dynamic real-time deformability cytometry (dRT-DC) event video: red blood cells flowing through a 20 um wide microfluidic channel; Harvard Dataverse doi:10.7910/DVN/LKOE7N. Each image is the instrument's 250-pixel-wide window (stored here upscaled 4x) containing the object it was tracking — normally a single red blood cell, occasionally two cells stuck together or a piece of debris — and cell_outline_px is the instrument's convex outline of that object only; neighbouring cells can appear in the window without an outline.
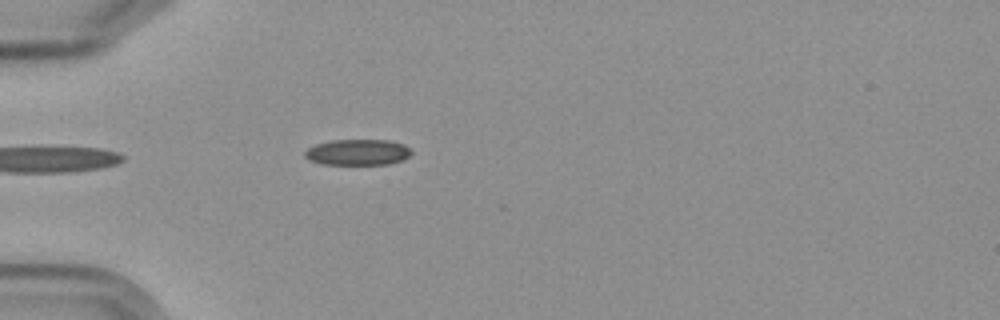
{"species": "Egyptian fruit bat (a non-hibernating species)", "species_latin": "Rousettus aegyptiacus", "temperature_condition": "cold", "stored_images_in_passage": 4, "camera_frame_rate_fps": 3000, "um_per_image_px": 0.085, "frame": {"image": 1, "passage_image": 4, "time_ms": 3.333, "image_size_px": [1000, 320], "cell_outline_px": [[412, 152], [408, 156], [400, 160], [388, 164], [320, 164], [304, 156], [304, 152], [308, 148], [316, 144], [332, 140], [388, 140], [404, 144]], "centroid_in_image_um": [30.38, 12.93], "position_along_channel_um": 54.6, "area_um2": 15.9}}